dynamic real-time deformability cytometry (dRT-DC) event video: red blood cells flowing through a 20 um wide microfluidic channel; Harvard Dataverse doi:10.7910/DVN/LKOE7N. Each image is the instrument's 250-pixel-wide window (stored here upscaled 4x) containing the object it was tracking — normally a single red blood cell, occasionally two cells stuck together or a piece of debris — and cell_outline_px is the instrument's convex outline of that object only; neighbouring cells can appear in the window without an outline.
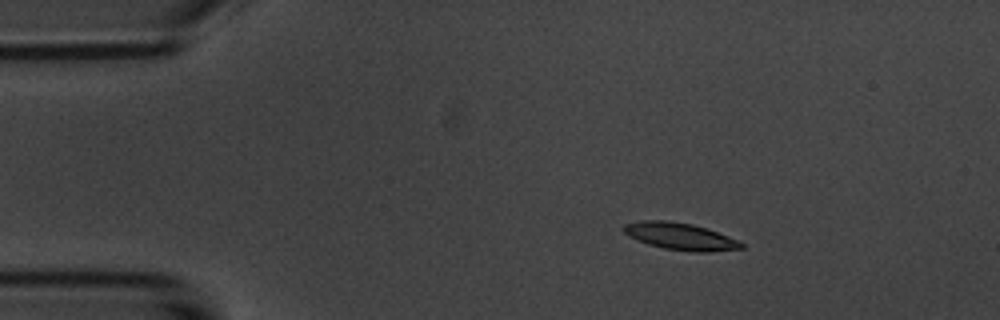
{"species": "common noctule bat (a hibernating species)", "species_latin": "Nyctalus noctula", "temperature_condition": "room temperature", "stored_images_in_passage": 5, "camera_frame_rate_fps": 3000, "um_per_image_px": 0.085, "animal": {"sex": "male", "body_mass_g": 20.1, "forearm_length_mm": 53.5}, "frame": {"image": 1, "passage_image": 1, "time_ms": 0.0, "image_size_px": [1000, 320], "cell_outline_px": [[744, 248], [704, 252], [692, 252], [664, 248], [648, 244], [624, 232], [620, 228], [624, 224], [644, 220], [668, 220], [692, 224], [708, 228], [740, 240], [744, 244]], "centroid_in_image_um": [57.87, 20.08], "position_along_channel_um": 27.1, "area_um2": 18.55}}